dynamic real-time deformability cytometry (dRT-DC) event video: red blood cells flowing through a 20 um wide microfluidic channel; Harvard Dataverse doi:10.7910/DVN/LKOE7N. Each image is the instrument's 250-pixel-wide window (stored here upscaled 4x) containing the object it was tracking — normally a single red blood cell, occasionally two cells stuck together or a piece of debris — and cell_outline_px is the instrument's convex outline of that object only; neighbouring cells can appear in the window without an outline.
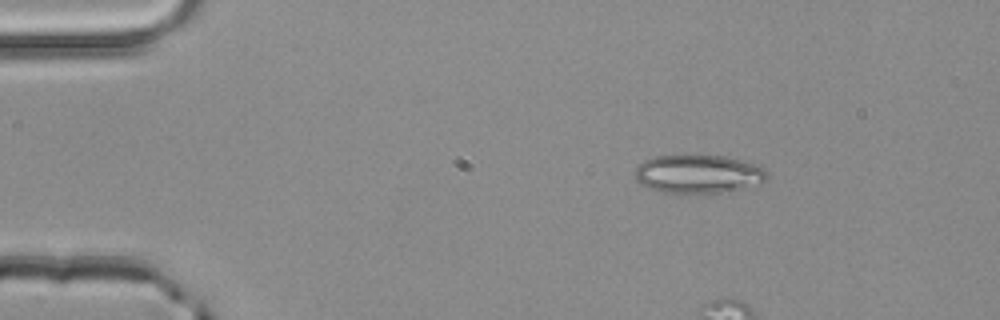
{"species": "common noctule bat (a hibernating species)", "species_latin": "Nyctalus noctula", "temperature_condition": "room temperature", "stored_images_in_passage": 4, "camera_frame_rate_fps": 3000, "um_per_image_px": 0.085, "animal": {"sex": "male", "body_mass_g": 20.4}, "frame": {"image": 1, "passage_image": 1, "time_ms": 0.0, "image_size_px": [1000, 320], "cell_outline_px": [[768, 184], [720, 192], [664, 192], [640, 184], [636, 180], [636, 168], [644, 160], [656, 156], [724, 156], [756, 164], [764, 168], [768, 172]], "centroid_in_image_um": [59.45, 14.79], "position_along_channel_um": 25.5, "area_um2": 29.42}}